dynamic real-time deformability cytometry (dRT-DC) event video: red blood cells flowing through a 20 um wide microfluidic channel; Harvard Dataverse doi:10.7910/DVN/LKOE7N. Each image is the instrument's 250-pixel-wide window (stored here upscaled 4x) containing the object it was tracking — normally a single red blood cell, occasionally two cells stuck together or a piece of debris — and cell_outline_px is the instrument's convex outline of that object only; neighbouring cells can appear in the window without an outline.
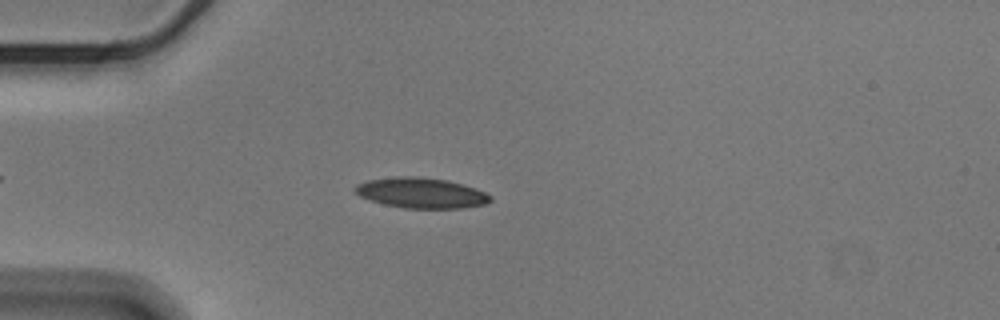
{"species": "Egyptian fruit bat (a non-hibernating species)", "species_latin": "Rousettus aegyptiacus", "temperature_condition": "cold", "stored_images_in_passage": 5, "camera_frame_rate_fps": 3000, "um_per_image_px": 0.085, "animal": {"sex": "male"}, "frame": {"image": 1, "passage_image": 2, "time_ms": 0.333, "image_size_px": [1000, 320], "cell_outline_px": [[492, 200], [484, 204], [460, 208], [404, 208], [384, 204], [368, 200], [360, 196], [352, 188], [356, 184], [368, 180], [396, 176], [420, 176], [448, 180], [476, 188], [492, 196]], "centroid_in_image_um": [35.77, 16.39], "position_along_channel_um": 49.2, "area_um2": 24.1}}